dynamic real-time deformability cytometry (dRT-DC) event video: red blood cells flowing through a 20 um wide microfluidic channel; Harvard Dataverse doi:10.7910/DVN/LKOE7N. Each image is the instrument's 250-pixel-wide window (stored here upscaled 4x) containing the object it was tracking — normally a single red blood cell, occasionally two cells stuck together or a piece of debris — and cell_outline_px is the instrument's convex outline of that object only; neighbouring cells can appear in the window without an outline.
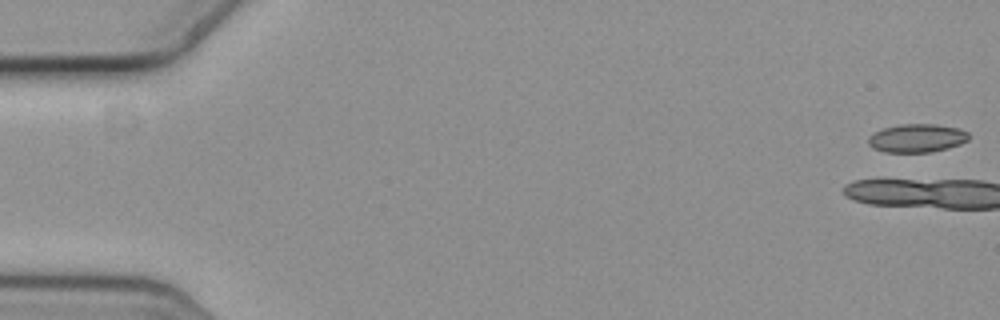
{"species": "common noctule bat (a hibernating species)", "species_latin": "Nyctalus noctula", "temperature_condition": "cold", "stored_images_in_passage": 6, "camera_frame_rate_fps": 3000, "um_per_image_px": 0.085, "animal": {"sex": "female", "body_mass_g": 19.3, "forearm_length_mm": 54.1}, "frame": {"image": 1, "passage_image": 1, "time_ms": 0.0, "image_size_px": [1000, 320], "cell_outline_px": [[968, 140], [960, 144], [948, 148], [932, 152], [884, 152], [872, 148], [868, 144], [868, 136], [884, 128], [900, 124], [936, 124], [960, 128], [968, 132]], "centroid_in_image_um": [77.94, 11.74], "position_along_channel_um": 7.1, "area_um2": 16.7}}